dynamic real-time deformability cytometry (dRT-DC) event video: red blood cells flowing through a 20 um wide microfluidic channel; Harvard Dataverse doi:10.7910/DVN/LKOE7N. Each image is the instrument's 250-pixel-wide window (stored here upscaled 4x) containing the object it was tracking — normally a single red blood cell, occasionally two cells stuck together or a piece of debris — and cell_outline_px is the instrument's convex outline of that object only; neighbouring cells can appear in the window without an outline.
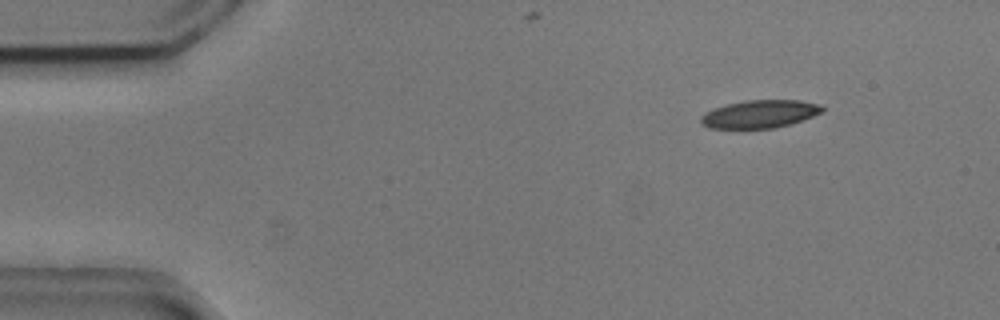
{"species": "common noctule bat (a hibernating species)", "species_latin": "Nyctalus noctula", "temperature_condition": "cold", "stored_images_in_passage": 5, "segment_of_instrument_passage": [1, 2], "camera_frame_rate_fps": 3000, "um_per_image_px": 0.085, "animal": {"sex": "male", "body_mass_g": 20.5, "forearm_length_mm": 52.5}, "frame": {"image": 1, "passage_image": 2, "time_ms": 0.333, "image_size_px": [1000, 320], "cell_outline_px": [[824, 112], [792, 124], [772, 128], [708, 128], [700, 124], [700, 116], [704, 112], [728, 104], [744, 100], [800, 100], [820, 104], [824, 108]], "centroid_in_image_um": [64.59, 9.69], "position_along_channel_um": 20.4, "area_um2": 19.88}}